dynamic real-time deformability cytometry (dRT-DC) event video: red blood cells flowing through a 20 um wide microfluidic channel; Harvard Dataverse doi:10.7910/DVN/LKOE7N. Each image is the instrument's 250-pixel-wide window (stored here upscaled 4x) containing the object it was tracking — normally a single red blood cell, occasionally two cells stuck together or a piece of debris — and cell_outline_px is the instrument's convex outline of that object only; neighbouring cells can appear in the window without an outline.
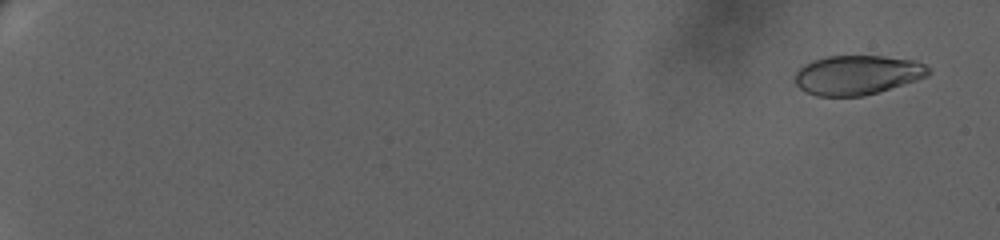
{"species": "human", "species_latin": "Homo sapiens", "temperature_condition": "warm", "stored_images_in_passage": 43, "camera_frame_rate_fps": 3000, "um_per_image_px": 0.085, "donor": {"sex": "female"}, "frame": {"image": 1, "passage_image": 2, "time_ms": 0.667, "image_size_px": [1000, 240], "cell_outline_px": [[932, 72], [928, 76], [916, 80], [864, 96], [816, 96], [800, 88], [796, 84], [796, 72], [804, 64], [812, 60], [824, 56], [884, 56], [916, 60], [932, 68]], "centroid_in_image_um": [72.9, 6.36], "position_along_channel_um": 12.1, "area_um2": 30.75}}
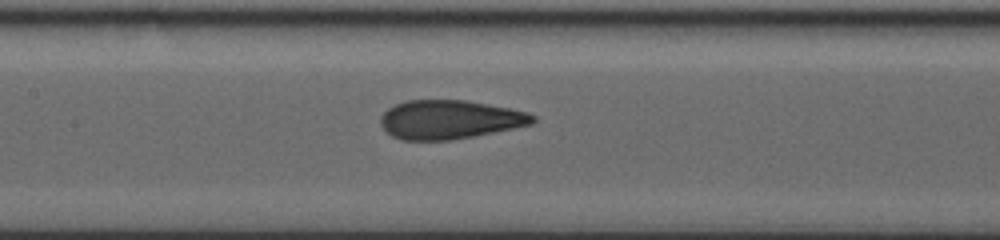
{"frame": {"image": 2, "passage_image": 24, "time_ms": 12.333, "image_size_px": [1000, 240], "cell_outline_px": [[536, 120], [532, 124], [472, 136], [448, 140], [400, 140], [392, 136], [380, 124], [380, 116], [388, 108], [396, 104], [408, 100], [468, 100], [528, 112], [536, 116]], "centroid_in_image_um": [38.2, 10.15], "position_along_channel_um": 169.2, "area_um2": 34.28}}
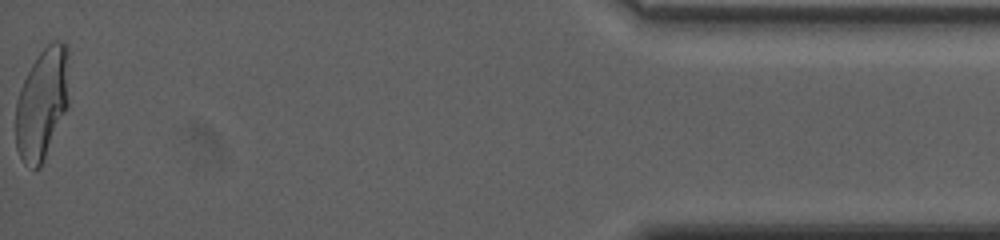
{"frame": {"image": 3, "passage_image": 43, "time_ms": 22.333, "image_size_px": [1000, 240], "cell_outline_px": [[68, 108], [40, 168], [32, 168], [24, 164], [16, 148], [16, 100], [20, 88], [32, 64], [40, 52], [52, 40], [60, 40], [68, 44]], "centroid_in_image_um": [3.59, 8.79], "position_along_channel_um": 431.6, "area_um2": 34.85}, "authors_computed_cell_mechanics": {"area_um2": 33.813, "velocity_mm_per_s": 3.3026, "shape_relaxation_time_tau1_ms": 9.6179, "shape_relaxation_time_tau2_ms": null, "deformation_change_tau1": 0.2744, "deformation_change_tau2": null}}